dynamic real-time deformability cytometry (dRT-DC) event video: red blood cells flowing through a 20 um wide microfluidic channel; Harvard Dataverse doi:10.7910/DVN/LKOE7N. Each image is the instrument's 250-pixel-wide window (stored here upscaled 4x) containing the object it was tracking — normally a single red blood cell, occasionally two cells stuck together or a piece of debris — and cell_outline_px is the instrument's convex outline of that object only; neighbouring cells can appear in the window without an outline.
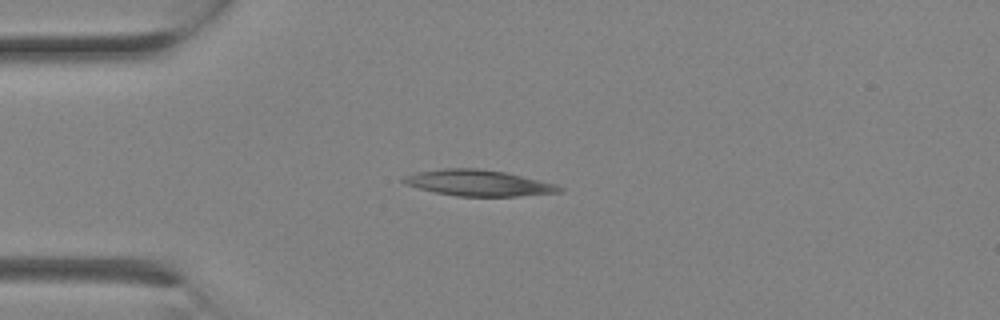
{"species": "Egyptian fruit bat (a non-hibernating species)", "species_latin": "Rousettus aegyptiacus", "temperature_condition": "room temperature", "stored_images_in_passage": 3, "camera_frame_rate_fps": 3000, "um_per_image_px": 0.085, "animal": {"sex": "female"}, "frame": {"image": 1, "passage_image": 3, "time_ms": 0.667, "image_size_px": [1000, 320], "cell_outline_px": [[564, 192], [516, 196], [456, 196], [436, 192], [420, 188], [408, 184], [400, 180], [404, 176], [416, 172], [444, 168], [476, 168], [504, 172], [556, 184], [564, 188]], "centroid_in_image_um": [40.69, 15.55], "position_along_channel_um": 44.3, "area_um2": 23.41}}